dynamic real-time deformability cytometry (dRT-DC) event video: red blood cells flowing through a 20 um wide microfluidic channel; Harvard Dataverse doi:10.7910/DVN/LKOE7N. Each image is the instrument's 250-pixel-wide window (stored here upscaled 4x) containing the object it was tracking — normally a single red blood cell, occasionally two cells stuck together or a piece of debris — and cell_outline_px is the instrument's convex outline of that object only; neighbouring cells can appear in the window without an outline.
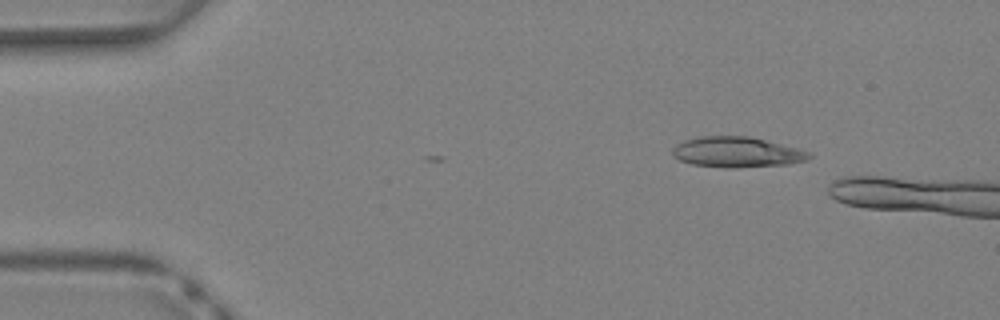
{"species": "Egyptian fruit bat (a non-hibernating species)", "species_latin": "Rousettus aegyptiacus", "temperature_condition": "warm", "stored_images_in_passage": 4, "camera_frame_rate_fps": 3000, "um_per_image_px": 0.085, "animal": {"sex": "female"}, "frame": {"image": 1, "passage_image": 4, "time_ms": 1.0, "image_size_px": [1000, 320], "cell_outline_px": [[812, 156], [808, 160], [788, 164], [692, 164], [680, 160], [672, 156], [672, 148], [676, 144], [684, 140], [700, 136], [748, 136], [812, 152]], "centroid_in_image_um": [62.61, 12.86], "position_along_channel_um": 22.4, "area_um2": 22.77}}